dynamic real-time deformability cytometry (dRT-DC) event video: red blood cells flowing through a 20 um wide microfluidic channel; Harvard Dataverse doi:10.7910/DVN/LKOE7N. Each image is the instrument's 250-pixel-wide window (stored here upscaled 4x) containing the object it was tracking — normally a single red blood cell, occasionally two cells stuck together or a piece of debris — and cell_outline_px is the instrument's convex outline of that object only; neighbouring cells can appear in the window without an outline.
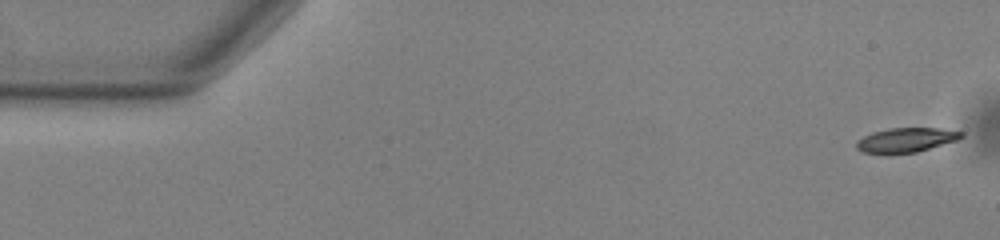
{"species": "common noctule bat (a hibernating species)", "species_latin": "Nyctalus noctula", "temperature_condition": "warm", "stored_images_in_passage": 54, "camera_frame_rate_fps": 3000, "um_per_image_px": 0.085, "animal": {"sex": "male", "body_mass_g": 13.0, "forearm_length_mm": 53.1}, "frame": {"image": 1, "passage_image": 1, "time_ms": 0.0, "image_size_px": [1000, 240], "cell_outline_px": [[964, 136], [956, 140], [916, 152], [860, 152], [856, 148], [856, 140], [872, 132], [888, 128], [940, 128], [964, 132]], "centroid_in_image_um": [77.01, 11.87], "position_along_channel_um": 8.0, "area_um2": 14.62}}
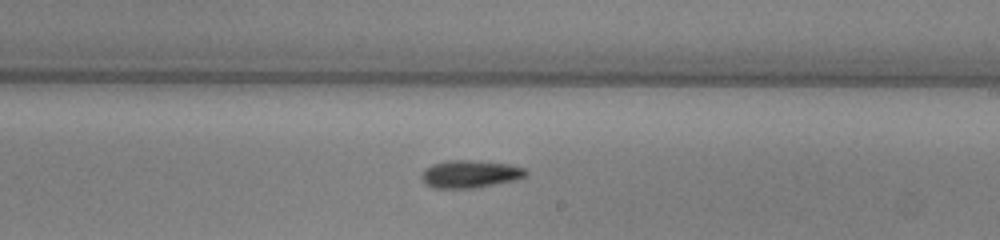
{"frame": {"image": 2, "passage_image": 31, "time_ms": 10.0, "image_size_px": [1000, 240], "cell_outline_px": [[528, 176], [516, 180], [472, 188], [436, 188], [424, 184], [420, 180], [420, 172], [424, 168], [432, 164], [448, 160], [468, 160], [508, 164], [524, 168], [528, 172]], "centroid_in_image_um": [39.9, 14.79], "position_along_channel_um": 249.1, "area_um2": 16.94}}
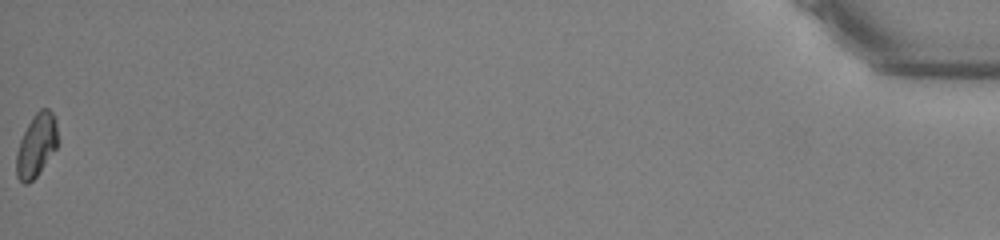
{"frame": {"image": 3, "passage_image": 54, "time_ms": 17.667, "image_size_px": [1000, 240], "cell_outline_px": [[56, 148], [36, 176], [28, 184], [24, 184], [16, 176], [16, 152], [20, 140], [28, 124], [36, 112], [40, 108], [48, 108], [56, 116]], "centroid_in_image_um": [3.07, 12.34], "position_along_channel_um": 432.1, "area_um2": 14.97}, "authors_computed_cell_mechanics": {"area_um2": 15.895, "velocity_mm_per_s": 3.7921, "shape_relaxation_time_tau1_ms": 6.094, "shape_relaxation_time_tau2_ms": null, "deformation_change_tau1": 0.1648, "deformation_change_tau2": null}}